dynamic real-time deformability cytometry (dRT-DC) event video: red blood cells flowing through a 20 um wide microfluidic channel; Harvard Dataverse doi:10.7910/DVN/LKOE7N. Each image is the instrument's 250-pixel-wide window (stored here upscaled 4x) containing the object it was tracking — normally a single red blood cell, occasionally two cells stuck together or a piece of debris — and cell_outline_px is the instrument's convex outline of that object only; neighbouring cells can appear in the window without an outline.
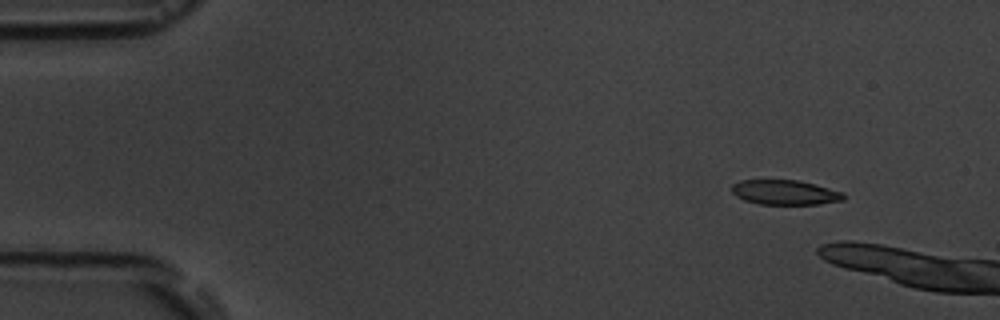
{"species": "common noctule bat (a hibernating species)", "species_latin": "Nyctalus noctula", "temperature_condition": "room temperature", "stored_images_in_passage": 5, "camera_frame_rate_fps": 3000, "um_per_image_px": 0.085, "animal": {"sex": "male", "body_mass_g": 19.5, "forearm_length_mm": 54.6}, "frame": {"image": 1, "passage_image": 2, "time_ms": 1.0, "image_size_px": [1000, 320], "cell_outline_px": [[844, 200], [820, 204], [760, 204], [744, 200], [736, 196], [732, 192], [732, 184], [740, 180], [800, 180], [844, 192]], "centroid_in_image_um": [66.73, 16.35], "position_along_channel_um": 18.3, "area_um2": 16.18}}